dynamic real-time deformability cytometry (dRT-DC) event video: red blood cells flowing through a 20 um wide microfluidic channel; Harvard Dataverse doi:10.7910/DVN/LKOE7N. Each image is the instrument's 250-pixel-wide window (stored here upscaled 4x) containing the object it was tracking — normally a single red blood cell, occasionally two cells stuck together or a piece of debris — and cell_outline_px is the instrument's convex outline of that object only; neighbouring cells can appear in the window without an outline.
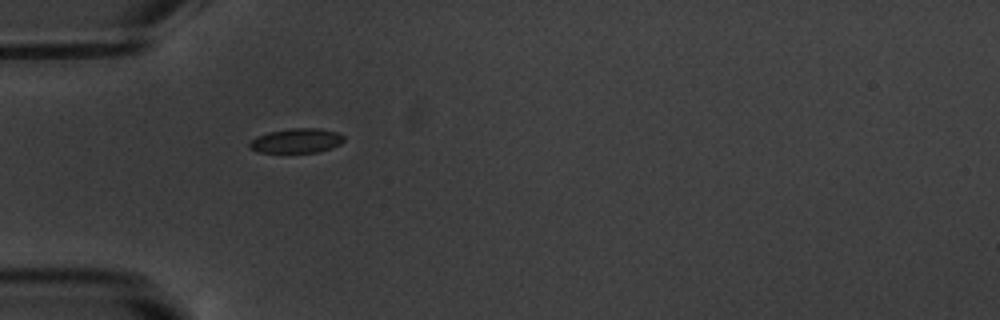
{"species": "common noctule bat (a hibernating species)", "species_latin": "Nyctalus noctula", "temperature_condition": "warm", "stored_images_in_passage": 2, "camera_frame_rate_fps": 3000, "um_per_image_px": 0.085, "animal": {"sex": "male", "body_mass_g": 20.1, "forearm_length_mm": 53.5}, "frame": {"image": 1, "passage_image": 1, "time_ms": 0.0, "image_size_px": [1000, 320], "cell_outline_px": [[344, 140], [340, 144], [332, 148], [316, 152], [260, 152], [248, 148], [248, 144], [256, 136], [268, 132], [292, 128], [320, 128], [336, 132], [344, 136]], "centroid_in_image_um": [25.2, 11.95], "position_along_channel_um": 59.8, "area_um2": 13.47}}